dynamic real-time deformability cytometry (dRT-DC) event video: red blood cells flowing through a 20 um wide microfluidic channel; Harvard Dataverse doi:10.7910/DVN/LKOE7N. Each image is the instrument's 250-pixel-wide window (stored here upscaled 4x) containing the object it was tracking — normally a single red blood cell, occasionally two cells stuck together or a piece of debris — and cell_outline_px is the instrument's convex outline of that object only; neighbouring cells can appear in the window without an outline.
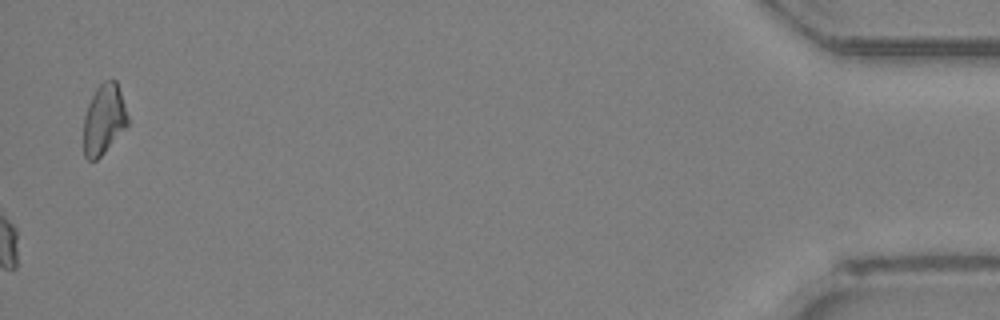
{"species": "Egyptian fruit bat (a non-hibernating species)", "species_latin": "Rousettus aegyptiacus", "temperature_condition": "room temperature", "stored_images_in_passage": 35, "camera_frame_rate_fps": 3000, "um_per_image_px": 0.085, "animal": {"sex": "female"}, "frame": {"image": 1, "passage_image": 35, "time_ms": 11.333, "image_size_px": [1000, 320], "cell_outline_px": [[128, 124], [104, 152], [96, 160], [88, 160], [84, 156], [84, 116], [88, 104], [96, 88], [104, 80], [112, 76], [116, 80], [128, 116]], "centroid_in_image_um": [8.82, 10.1], "position_along_channel_um": 426.4, "area_um2": 17.92}}